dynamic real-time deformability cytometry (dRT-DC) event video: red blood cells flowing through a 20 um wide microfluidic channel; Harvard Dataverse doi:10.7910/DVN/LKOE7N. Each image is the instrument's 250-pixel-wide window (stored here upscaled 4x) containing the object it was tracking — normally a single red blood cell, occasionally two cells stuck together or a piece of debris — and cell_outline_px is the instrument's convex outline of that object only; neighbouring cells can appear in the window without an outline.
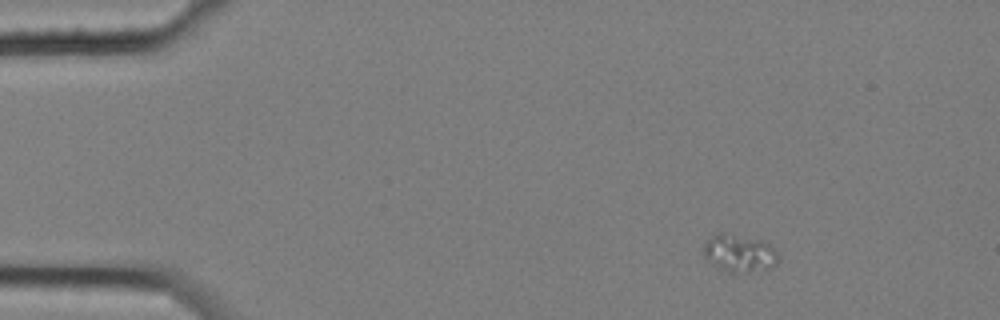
{"species": "common noctule bat (a hibernating species)", "species_latin": "Nyctalus noctula", "temperature_condition": "cold", "stored_images_in_passage": 3, "camera_frame_rate_fps": 3000, "um_per_image_px": 0.085, "animal": {"sex": "female", "body_mass_g": 25.1}, "frame": {"image": 1, "passage_image": 1, "time_ms": 0.0, "image_size_px": [1000, 320], "cell_outline_px": [[780, 252], [776, 264], [772, 268], [732, 276], [708, 260], [704, 256], [704, 244], [712, 236], [720, 232], [724, 232], [760, 240], [776, 248]], "centroid_in_image_um": [62.89, 21.57], "position_along_channel_um": 22.1, "area_um2": 16.76}}